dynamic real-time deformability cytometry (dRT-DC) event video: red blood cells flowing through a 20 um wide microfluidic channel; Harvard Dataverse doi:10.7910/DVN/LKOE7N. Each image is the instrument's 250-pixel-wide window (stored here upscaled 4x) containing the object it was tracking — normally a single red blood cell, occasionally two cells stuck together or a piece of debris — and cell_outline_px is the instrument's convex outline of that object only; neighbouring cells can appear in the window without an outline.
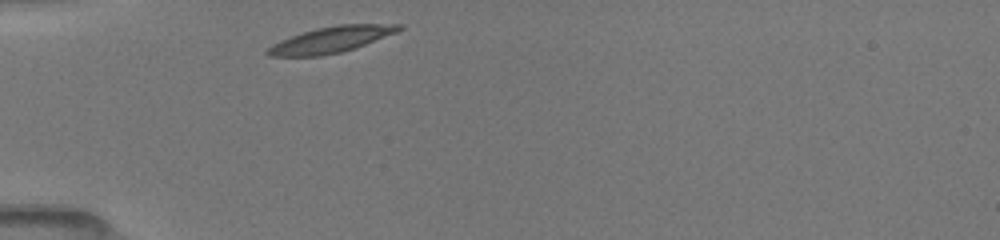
{"species": "common noctule bat (a hibernating species)", "species_latin": "Nyctalus noctula", "temperature_condition": "room temperature", "stored_images_in_passage": 30, "camera_frame_rate_fps": 3000, "um_per_image_px": 0.085, "animal": {"sex": "female", "body_mass_g": 19.5, "forearm_length_mm": 54.1}, "frame": {"image": 1, "passage_image": 1, "time_ms": 0.0, "image_size_px": [1000, 240], "cell_outline_px": [[404, 28], [396, 32], [356, 48], [340, 52], [320, 56], [268, 56], [264, 52], [272, 44], [280, 40], [316, 28], [336, 24], [404, 24]], "centroid_in_image_um": [28.15, 3.36], "position_along_channel_um": 56.9, "area_um2": 19.88}}
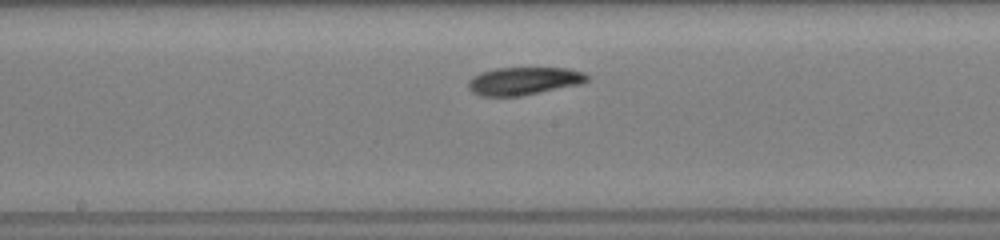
{"frame": {"image": 2, "passage_image": 13, "time_ms": 4.0, "image_size_px": [1000, 240], "cell_outline_px": [[588, 80], [580, 84], [520, 96], [480, 96], [472, 92], [468, 88], [468, 80], [472, 76], [480, 72], [496, 68], [568, 68], [584, 72], [588, 76]], "centroid_in_image_um": [44.49, 6.88], "position_along_channel_um": 203.7, "area_um2": 19.31}}
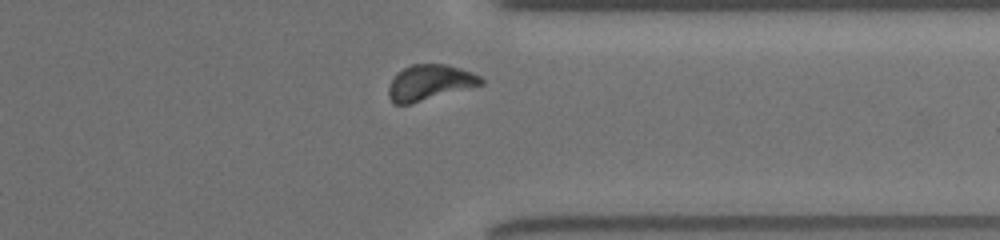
{"frame": {"image": 3, "passage_image": 26, "time_ms": 8.333, "image_size_px": [1000, 240], "cell_outline_px": [[484, 84], [408, 104], [392, 104], [388, 96], [388, 88], [396, 72], [412, 64], [444, 64], [460, 68], [472, 72], [480, 76], [484, 80]], "centroid_in_image_um": [36.51, 7.01], "position_along_channel_um": 374.9, "area_um2": 19.02}, "authors_computed_cell_mechanics": {"area_um2": 19.2763, "velocity_mm_per_s": 3.9687, "shape_relaxation_time_tau1_ms": 2.1767, "shape_relaxation_time_tau2_ms": 2.8232, "deformation_change_tau1": 0.1002, "deformation_change_tau2": 0.0844}}